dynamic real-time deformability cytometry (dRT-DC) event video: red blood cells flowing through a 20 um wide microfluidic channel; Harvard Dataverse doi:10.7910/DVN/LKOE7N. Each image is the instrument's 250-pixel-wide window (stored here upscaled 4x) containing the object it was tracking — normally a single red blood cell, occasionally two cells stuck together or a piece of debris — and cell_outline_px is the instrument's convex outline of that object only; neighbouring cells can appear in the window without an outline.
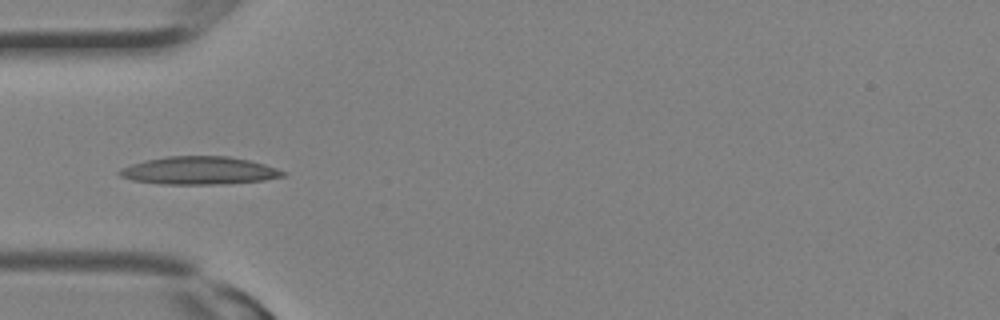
{"species": "Egyptian fruit bat (a non-hibernating species)", "species_latin": "Rousettus aegyptiacus", "temperature_condition": "room temperature", "stored_images_in_passage": 17, "camera_frame_rate_fps": 3000, "um_per_image_px": 0.085, "animal": {"sex": "female"}, "frame": {"image": 1, "passage_image": 10, "time_ms": 3.0, "image_size_px": [1000, 320], "cell_outline_px": [[288, 172], [284, 176], [264, 180], [224, 184], [160, 184], [132, 180], [120, 176], [116, 172], [120, 168], [144, 160], [164, 156], [228, 156], [248, 160], [264, 164]], "centroid_in_image_um": [16.9, 14.5], "position_along_channel_um": 68.1, "area_um2": 26.7}}
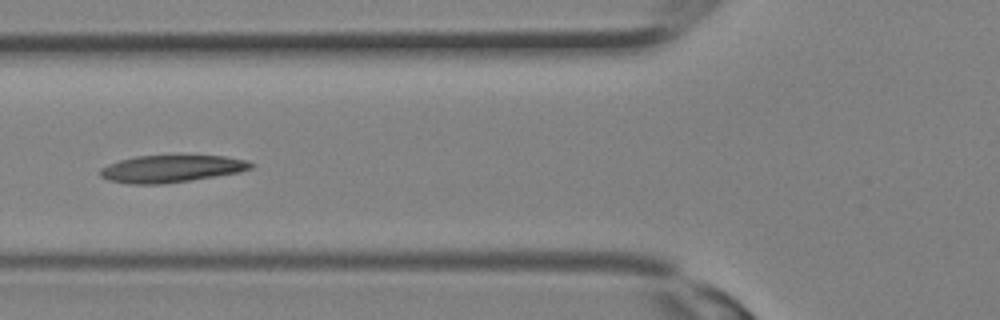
{"frame": {"image": 2, "passage_image": 12, "time_ms": 3.667, "image_size_px": [1000, 320], "cell_outline_px": [[256, 164], [252, 168], [240, 172], [192, 180], [160, 184], [128, 184], [108, 180], [100, 176], [100, 168], [108, 164], [120, 160], [136, 156], [224, 156], [248, 160]], "centroid_in_image_um": [14.58, 14.35], "position_along_channel_um": 111.2, "area_um2": 23.93}}
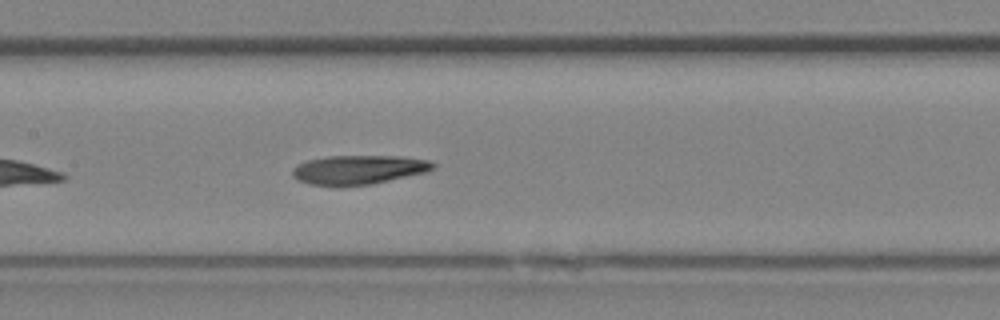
{"frame": {"image": 3, "passage_image": 15, "time_ms": 4.667, "image_size_px": [1000, 320], "cell_outline_px": [[436, 168], [428, 172], [368, 184], [340, 188], [336, 188], [312, 184], [296, 180], [292, 176], [292, 168], [296, 164], [308, 160], [328, 156], [400, 156], [428, 160], [436, 164]], "centroid_in_image_um": [30.44, 14.44], "position_along_channel_um": 177.0, "area_um2": 24.33}}